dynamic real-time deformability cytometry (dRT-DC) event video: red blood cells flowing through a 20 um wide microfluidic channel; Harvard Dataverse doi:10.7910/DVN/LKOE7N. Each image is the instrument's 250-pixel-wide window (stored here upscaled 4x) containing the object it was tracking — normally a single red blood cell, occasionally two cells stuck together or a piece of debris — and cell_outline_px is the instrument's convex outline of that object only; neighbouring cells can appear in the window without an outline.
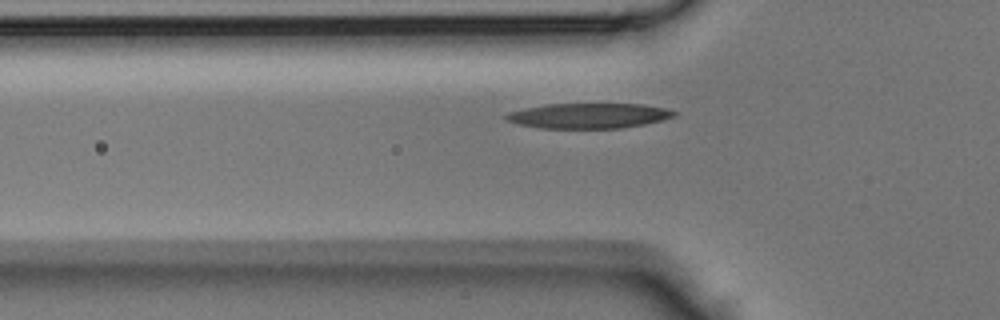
{"species": "Egyptian fruit bat (a non-hibernating species)", "species_latin": "Rousettus aegyptiacus", "temperature_condition": "room temperature", "stored_images_in_passage": 28, "camera_frame_rate_fps": 3000, "um_per_image_px": 0.085, "animal": {"sex": "male"}, "frame": {"image": 1, "passage_image": 2, "time_ms": 0.333, "image_size_px": [1000, 320], "cell_outline_px": [[680, 112], [676, 116], [644, 124], [620, 128], [540, 128], [516, 124], [504, 120], [504, 116], [508, 112], [524, 108], [544, 104], [644, 104], [664, 108]], "centroid_in_image_um": [50.0, 9.83], "position_along_channel_um": 75.8, "area_um2": 24.8}}
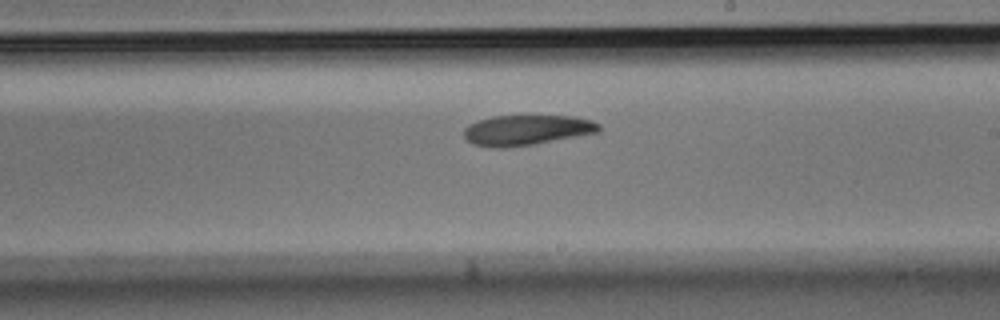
{"frame": {"image": 2, "passage_image": 13, "time_ms": 4.0, "image_size_px": [1000, 320], "cell_outline_px": [[600, 132], [532, 144], [504, 148], [492, 148], [472, 144], [464, 136], [464, 128], [468, 124], [492, 116], [572, 116], [592, 120], [600, 124]], "centroid_in_image_um": [44.75, 11.06], "position_along_channel_um": 244.2, "area_um2": 23.76}}
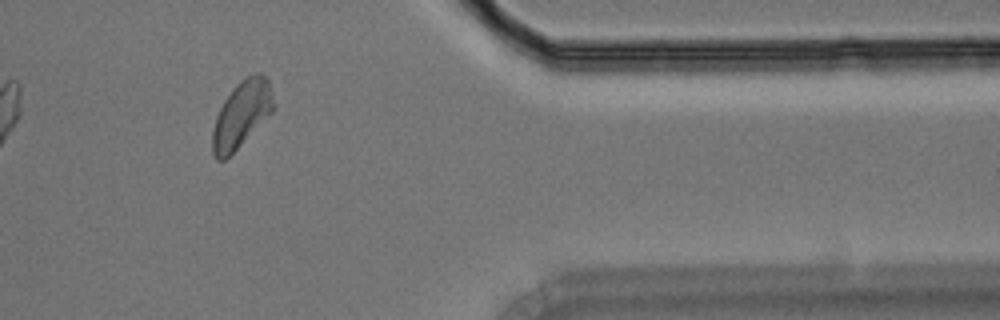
{"frame": {"image": 3, "passage_image": 24, "time_ms": 7.667, "image_size_px": [1000, 320], "cell_outline_px": [[276, 104], [272, 112], [224, 160], [216, 160], [212, 152], [212, 128], [216, 116], [224, 100], [232, 88], [244, 76], [256, 72], [260, 72], [268, 80]], "centroid_in_image_um": [20.53, 9.66], "position_along_channel_um": 390.9, "area_um2": 23.52}}